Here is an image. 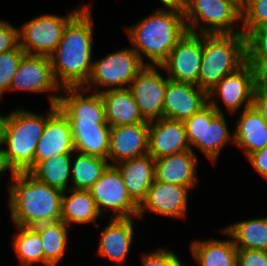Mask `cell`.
<instances>
[{"label": "cell", "mask_w": 267, "mask_h": 266, "mask_svg": "<svg viewBox=\"0 0 267 266\" xmlns=\"http://www.w3.org/2000/svg\"><path fill=\"white\" fill-rule=\"evenodd\" d=\"M4 122H5V115H0V153L2 151V140H3V128H4Z\"/></svg>", "instance_id": "44"}, {"label": "cell", "mask_w": 267, "mask_h": 266, "mask_svg": "<svg viewBox=\"0 0 267 266\" xmlns=\"http://www.w3.org/2000/svg\"><path fill=\"white\" fill-rule=\"evenodd\" d=\"M149 122L110 127L108 159L116 163L148 153ZM115 163V164H114Z\"/></svg>", "instance_id": "18"}, {"label": "cell", "mask_w": 267, "mask_h": 266, "mask_svg": "<svg viewBox=\"0 0 267 266\" xmlns=\"http://www.w3.org/2000/svg\"><path fill=\"white\" fill-rule=\"evenodd\" d=\"M184 18L192 33L198 25L201 34L242 33L234 29L236 21L242 20L241 0H188Z\"/></svg>", "instance_id": "7"}, {"label": "cell", "mask_w": 267, "mask_h": 266, "mask_svg": "<svg viewBox=\"0 0 267 266\" xmlns=\"http://www.w3.org/2000/svg\"><path fill=\"white\" fill-rule=\"evenodd\" d=\"M197 162L192 150L158 158L155 160V180L189 189L195 187L198 181L195 174Z\"/></svg>", "instance_id": "22"}, {"label": "cell", "mask_w": 267, "mask_h": 266, "mask_svg": "<svg viewBox=\"0 0 267 266\" xmlns=\"http://www.w3.org/2000/svg\"><path fill=\"white\" fill-rule=\"evenodd\" d=\"M9 209L15 226L35 227L61 220L63 191L41 183L27 172L12 173Z\"/></svg>", "instance_id": "2"}, {"label": "cell", "mask_w": 267, "mask_h": 266, "mask_svg": "<svg viewBox=\"0 0 267 266\" xmlns=\"http://www.w3.org/2000/svg\"><path fill=\"white\" fill-rule=\"evenodd\" d=\"M144 67L133 49H122L93 61L89 79L83 88L88 90V86L92 85L109 87L108 89H113V86L114 89L128 88L124 87L125 84L129 86Z\"/></svg>", "instance_id": "9"}, {"label": "cell", "mask_w": 267, "mask_h": 266, "mask_svg": "<svg viewBox=\"0 0 267 266\" xmlns=\"http://www.w3.org/2000/svg\"><path fill=\"white\" fill-rule=\"evenodd\" d=\"M257 83V72L247 62L237 71L223 77L217 85L208 92V97H213L214 93L222 98L226 109L234 113L242 104L244 108L253 105V93ZM217 91V92H216Z\"/></svg>", "instance_id": "16"}, {"label": "cell", "mask_w": 267, "mask_h": 266, "mask_svg": "<svg viewBox=\"0 0 267 266\" xmlns=\"http://www.w3.org/2000/svg\"><path fill=\"white\" fill-rule=\"evenodd\" d=\"M132 221V218H111L99 240V256L109 258L120 265L124 263L133 237Z\"/></svg>", "instance_id": "23"}, {"label": "cell", "mask_w": 267, "mask_h": 266, "mask_svg": "<svg viewBox=\"0 0 267 266\" xmlns=\"http://www.w3.org/2000/svg\"><path fill=\"white\" fill-rule=\"evenodd\" d=\"M6 171H7V169H6L5 165H4L3 157H2V155L0 153V175L2 173H4V172L6 173Z\"/></svg>", "instance_id": "45"}, {"label": "cell", "mask_w": 267, "mask_h": 266, "mask_svg": "<svg viewBox=\"0 0 267 266\" xmlns=\"http://www.w3.org/2000/svg\"><path fill=\"white\" fill-rule=\"evenodd\" d=\"M99 93L104 104L106 121L110 127L145 122L128 88L106 89Z\"/></svg>", "instance_id": "24"}, {"label": "cell", "mask_w": 267, "mask_h": 266, "mask_svg": "<svg viewBox=\"0 0 267 266\" xmlns=\"http://www.w3.org/2000/svg\"><path fill=\"white\" fill-rule=\"evenodd\" d=\"M237 249H258L267 251V217L241 221L223 228Z\"/></svg>", "instance_id": "30"}, {"label": "cell", "mask_w": 267, "mask_h": 266, "mask_svg": "<svg viewBox=\"0 0 267 266\" xmlns=\"http://www.w3.org/2000/svg\"><path fill=\"white\" fill-rule=\"evenodd\" d=\"M50 113L38 115L24 109L5 115L1 155L7 170L12 173L27 172L34 163L36 146L43 133L46 120L58 109L50 105Z\"/></svg>", "instance_id": "4"}, {"label": "cell", "mask_w": 267, "mask_h": 266, "mask_svg": "<svg viewBox=\"0 0 267 266\" xmlns=\"http://www.w3.org/2000/svg\"><path fill=\"white\" fill-rule=\"evenodd\" d=\"M191 251L200 266H237L238 249L233 240H195Z\"/></svg>", "instance_id": "28"}, {"label": "cell", "mask_w": 267, "mask_h": 266, "mask_svg": "<svg viewBox=\"0 0 267 266\" xmlns=\"http://www.w3.org/2000/svg\"><path fill=\"white\" fill-rule=\"evenodd\" d=\"M19 45L18 29L8 22L0 21V53L14 50Z\"/></svg>", "instance_id": "39"}, {"label": "cell", "mask_w": 267, "mask_h": 266, "mask_svg": "<svg viewBox=\"0 0 267 266\" xmlns=\"http://www.w3.org/2000/svg\"><path fill=\"white\" fill-rule=\"evenodd\" d=\"M25 54L19 45L14 50L0 53V98L10 89L11 80Z\"/></svg>", "instance_id": "36"}, {"label": "cell", "mask_w": 267, "mask_h": 266, "mask_svg": "<svg viewBox=\"0 0 267 266\" xmlns=\"http://www.w3.org/2000/svg\"><path fill=\"white\" fill-rule=\"evenodd\" d=\"M50 58L47 55L25 54L11 80L9 90H23L34 93L60 91Z\"/></svg>", "instance_id": "14"}, {"label": "cell", "mask_w": 267, "mask_h": 266, "mask_svg": "<svg viewBox=\"0 0 267 266\" xmlns=\"http://www.w3.org/2000/svg\"><path fill=\"white\" fill-rule=\"evenodd\" d=\"M79 153L71 166L72 189L89 190L99 178L104 170L108 167L107 159L90 156L88 154Z\"/></svg>", "instance_id": "32"}, {"label": "cell", "mask_w": 267, "mask_h": 266, "mask_svg": "<svg viewBox=\"0 0 267 266\" xmlns=\"http://www.w3.org/2000/svg\"><path fill=\"white\" fill-rule=\"evenodd\" d=\"M116 164L129 196L140 206L155 180V160L147 153Z\"/></svg>", "instance_id": "21"}, {"label": "cell", "mask_w": 267, "mask_h": 266, "mask_svg": "<svg viewBox=\"0 0 267 266\" xmlns=\"http://www.w3.org/2000/svg\"><path fill=\"white\" fill-rule=\"evenodd\" d=\"M75 152L69 120L57 109L47 120L36 146L34 163Z\"/></svg>", "instance_id": "20"}, {"label": "cell", "mask_w": 267, "mask_h": 266, "mask_svg": "<svg viewBox=\"0 0 267 266\" xmlns=\"http://www.w3.org/2000/svg\"><path fill=\"white\" fill-rule=\"evenodd\" d=\"M75 152L108 160L109 125L70 124Z\"/></svg>", "instance_id": "26"}, {"label": "cell", "mask_w": 267, "mask_h": 266, "mask_svg": "<svg viewBox=\"0 0 267 266\" xmlns=\"http://www.w3.org/2000/svg\"><path fill=\"white\" fill-rule=\"evenodd\" d=\"M168 77L165 79L155 66H145L129 84L133 99L145 121L163 117V103Z\"/></svg>", "instance_id": "13"}, {"label": "cell", "mask_w": 267, "mask_h": 266, "mask_svg": "<svg viewBox=\"0 0 267 266\" xmlns=\"http://www.w3.org/2000/svg\"><path fill=\"white\" fill-rule=\"evenodd\" d=\"M71 194L63 192L61 199V221L70 226L71 223L85 224L93 222L101 216L96 202L89 190L70 188Z\"/></svg>", "instance_id": "27"}, {"label": "cell", "mask_w": 267, "mask_h": 266, "mask_svg": "<svg viewBox=\"0 0 267 266\" xmlns=\"http://www.w3.org/2000/svg\"><path fill=\"white\" fill-rule=\"evenodd\" d=\"M184 15L157 9L150 16L127 29L134 52L145 66L157 67L167 59L170 51L187 32ZM143 53L152 63H145Z\"/></svg>", "instance_id": "3"}, {"label": "cell", "mask_w": 267, "mask_h": 266, "mask_svg": "<svg viewBox=\"0 0 267 266\" xmlns=\"http://www.w3.org/2000/svg\"><path fill=\"white\" fill-rule=\"evenodd\" d=\"M192 150L183 121L160 118L149 122L148 154L154 159Z\"/></svg>", "instance_id": "19"}, {"label": "cell", "mask_w": 267, "mask_h": 266, "mask_svg": "<svg viewBox=\"0 0 267 266\" xmlns=\"http://www.w3.org/2000/svg\"><path fill=\"white\" fill-rule=\"evenodd\" d=\"M81 6L67 15L42 14L18 29L19 46L26 54L47 55L60 43L67 24L84 8Z\"/></svg>", "instance_id": "8"}, {"label": "cell", "mask_w": 267, "mask_h": 266, "mask_svg": "<svg viewBox=\"0 0 267 266\" xmlns=\"http://www.w3.org/2000/svg\"><path fill=\"white\" fill-rule=\"evenodd\" d=\"M246 63V37L237 34H203L199 88L210 92L225 76Z\"/></svg>", "instance_id": "5"}, {"label": "cell", "mask_w": 267, "mask_h": 266, "mask_svg": "<svg viewBox=\"0 0 267 266\" xmlns=\"http://www.w3.org/2000/svg\"><path fill=\"white\" fill-rule=\"evenodd\" d=\"M198 34L187 31L160 65L161 70L170 73L168 79L199 87L203 34Z\"/></svg>", "instance_id": "11"}, {"label": "cell", "mask_w": 267, "mask_h": 266, "mask_svg": "<svg viewBox=\"0 0 267 266\" xmlns=\"http://www.w3.org/2000/svg\"><path fill=\"white\" fill-rule=\"evenodd\" d=\"M18 228L14 236L13 248L23 266L34 263L44 264V252L39 233L33 227L15 226Z\"/></svg>", "instance_id": "33"}, {"label": "cell", "mask_w": 267, "mask_h": 266, "mask_svg": "<svg viewBox=\"0 0 267 266\" xmlns=\"http://www.w3.org/2000/svg\"><path fill=\"white\" fill-rule=\"evenodd\" d=\"M165 6H167L168 11L177 12L181 15H185L188 0H160Z\"/></svg>", "instance_id": "42"}, {"label": "cell", "mask_w": 267, "mask_h": 266, "mask_svg": "<svg viewBox=\"0 0 267 266\" xmlns=\"http://www.w3.org/2000/svg\"><path fill=\"white\" fill-rule=\"evenodd\" d=\"M237 266H267V251L238 249Z\"/></svg>", "instance_id": "38"}, {"label": "cell", "mask_w": 267, "mask_h": 266, "mask_svg": "<svg viewBox=\"0 0 267 266\" xmlns=\"http://www.w3.org/2000/svg\"><path fill=\"white\" fill-rule=\"evenodd\" d=\"M254 169L267 180V146L247 156Z\"/></svg>", "instance_id": "41"}, {"label": "cell", "mask_w": 267, "mask_h": 266, "mask_svg": "<svg viewBox=\"0 0 267 266\" xmlns=\"http://www.w3.org/2000/svg\"><path fill=\"white\" fill-rule=\"evenodd\" d=\"M242 34L246 37L253 29L267 24V0H242Z\"/></svg>", "instance_id": "35"}, {"label": "cell", "mask_w": 267, "mask_h": 266, "mask_svg": "<svg viewBox=\"0 0 267 266\" xmlns=\"http://www.w3.org/2000/svg\"><path fill=\"white\" fill-rule=\"evenodd\" d=\"M142 261L143 266H183L178 256L167 249L144 254Z\"/></svg>", "instance_id": "37"}, {"label": "cell", "mask_w": 267, "mask_h": 266, "mask_svg": "<svg viewBox=\"0 0 267 266\" xmlns=\"http://www.w3.org/2000/svg\"><path fill=\"white\" fill-rule=\"evenodd\" d=\"M267 124V88L261 86L258 82L255 85L253 93V105Z\"/></svg>", "instance_id": "40"}, {"label": "cell", "mask_w": 267, "mask_h": 266, "mask_svg": "<svg viewBox=\"0 0 267 266\" xmlns=\"http://www.w3.org/2000/svg\"><path fill=\"white\" fill-rule=\"evenodd\" d=\"M189 188L154 180L138 210V218L149 210L159 215L184 219Z\"/></svg>", "instance_id": "17"}, {"label": "cell", "mask_w": 267, "mask_h": 266, "mask_svg": "<svg viewBox=\"0 0 267 266\" xmlns=\"http://www.w3.org/2000/svg\"><path fill=\"white\" fill-rule=\"evenodd\" d=\"M246 62L256 72L267 64V24L253 29L246 36Z\"/></svg>", "instance_id": "34"}, {"label": "cell", "mask_w": 267, "mask_h": 266, "mask_svg": "<svg viewBox=\"0 0 267 266\" xmlns=\"http://www.w3.org/2000/svg\"><path fill=\"white\" fill-rule=\"evenodd\" d=\"M257 82L267 88V64L257 72Z\"/></svg>", "instance_id": "43"}, {"label": "cell", "mask_w": 267, "mask_h": 266, "mask_svg": "<svg viewBox=\"0 0 267 266\" xmlns=\"http://www.w3.org/2000/svg\"><path fill=\"white\" fill-rule=\"evenodd\" d=\"M233 138L246 156L267 146V124L253 106L243 109Z\"/></svg>", "instance_id": "25"}, {"label": "cell", "mask_w": 267, "mask_h": 266, "mask_svg": "<svg viewBox=\"0 0 267 266\" xmlns=\"http://www.w3.org/2000/svg\"><path fill=\"white\" fill-rule=\"evenodd\" d=\"M71 162V154H59L39 163H33L27 173L37 181L64 192L71 177Z\"/></svg>", "instance_id": "29"}, {"label": "cell", "mask_w": 267, "mask_h": 266, "mask_svg": "<svg viewBox=\"0 0 267 266\" xmlns=\"http://www.w3.org/2000/svg\"><path fill=\"white\" fill-rule=\"evenodd\" d=\"M89 191L100 214L107 208L106 212H115L112 217L115 219L131 218L132 215L137 217L139 206L129 196L121 173L115 165L110 163Z\"/></svg>", "instance_id": "10"}, {"label": "cell", "mask_w": 267, "mask_h": 266, "mask_svg": "<svg viewBox=\"0 0 267 266\" xmlns=\"http://www.w3.org/2000/svg\"><path fill=\"white\" fill-rule=\"evenodd\" d=\"M91 18V7L85 5L67 24L60 43L49 56L61 88L83 87L89 79L93 41Z\"/></svg>", "instance_id": "1"}, {"label": "cell", "mask_w": 267, "mask_h": 266, "mask_svg": "<svg viewBox=\"0 0 267 266\" xmlns=\"http://www.w3.org/2000/svg\"><path fill=\"white\" fill-rule=\"evenodd\" d=\"M63 91L64 96L51 94L49 101L50 105L57 104L70 124L108 125L102 97L98 91L86 97L83 93H86L87 89L83 87H65Z\"/></svg>", "instance_id": "12"}, {"label": "cell", "mask_w": 267, "mask_h": 266, "mask_svg": "<svg viewBox=\"0 0 267 266\" xmlns=\"http://www.w3.org/2000/svg\"><path fill=\"white\" fill-rule=\"evenodd\" d=\"M67 227L69 226L61 220L33 227L40 235L45 266H56L65 254L68 244Z\"/></svg>", "instance_id": "31"}, {"label": "cell", "mask_w": 267, "mask_h": 266, "mask_svg": "<svg viewBox=\"0 0 267 266\" xmlns=\"http://www.w3.org/2000/svg\"><path fill=\"white\" fill-rule=\"evenodd\" d=\"M208 104V93L197 85L167 81L163 117L185 121Z\"/></svg>", "instance_id": "15"}, {"label": "cell", "mask_w": 267, "mask_h": 266, "mask_svg": "<svg viewBox=\"0 0 267 266\" xmlns=\"http://www.w3.org/2000/svg\"><path fill=\"white\" fill-rule=\"evenodd\" d=\"M184 124L189 145L198 148L212 163L216 162L222 148L234 140L223 111L213 97H208V104L186 119Z\"/></svg>", "instance_id": "6"}]
</instances>
